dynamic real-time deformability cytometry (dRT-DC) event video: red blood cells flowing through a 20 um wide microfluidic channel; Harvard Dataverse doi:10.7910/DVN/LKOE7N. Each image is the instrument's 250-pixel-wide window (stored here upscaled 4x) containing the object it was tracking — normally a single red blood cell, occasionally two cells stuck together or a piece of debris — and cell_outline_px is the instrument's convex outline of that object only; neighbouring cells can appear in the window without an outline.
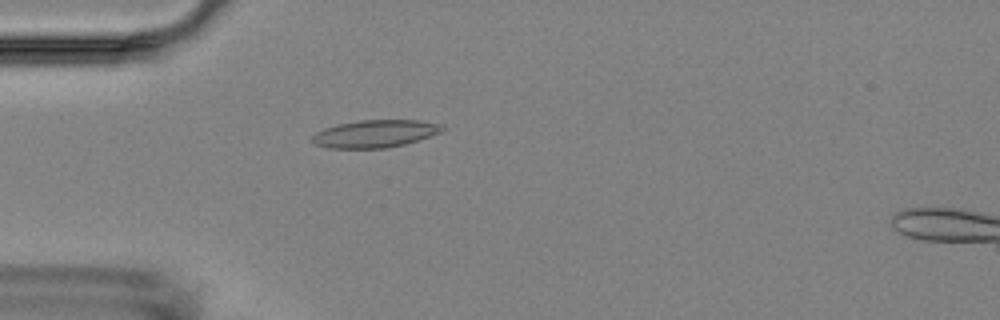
{"species": "Egyptian fruit bat (a non-hibernating species)", "species_latin": "Rousettus aegyptiacus", "temperature_condition": "room temperature", "stored_images_in_passage": 5, "camera_frame_rate_fps": 3000, "um_per_image_px": 0.085, "animal": {"sex": "female"}, "frame": {"image": 1, "passage_image": 5, "time_ms": 4.667, "image_size_px": [1000, 320], "cell_outline_px": [[444, 128], [440, 132], [404, 144], [388, 148], [328, 148], [316, 144], [308, 140], [316, 132], [324, 128], [336, 124], [360, 120], [420, 120], [440, 124]], "centroid_in_image_um": [31.81, 11.36], "position_along_channel_um": 53.2, "area_um2": 20.81}}